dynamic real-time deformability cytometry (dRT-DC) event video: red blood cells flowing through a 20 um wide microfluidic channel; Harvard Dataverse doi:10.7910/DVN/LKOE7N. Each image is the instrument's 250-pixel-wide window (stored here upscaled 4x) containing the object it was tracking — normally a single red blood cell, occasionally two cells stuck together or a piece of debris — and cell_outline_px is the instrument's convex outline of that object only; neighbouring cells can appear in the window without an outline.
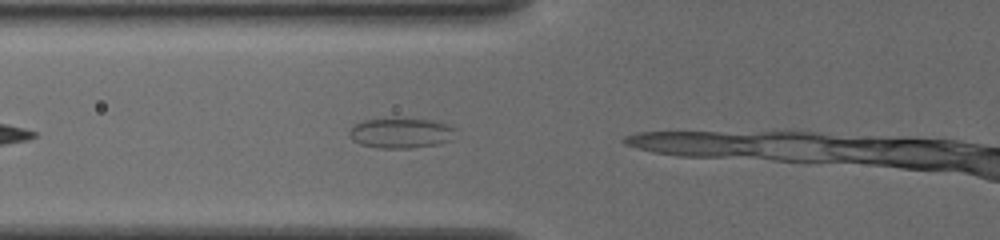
{"species": "common noctule bat (a hibernating species)", "species_latin": "Nyctalus noctula", "temperature_condition": "cold", "stored_images_in_passage": 6, "camera_frame_rate_fps": 3000, "um_per_image_px": 0.085, "animal": {"sex": "female", "body_mass_g": 19.5, "forearm_length_mm": 54.1}, "frame": {"image": 1, "passage_image": 3, "time_ms": 0.667, "image_size_px": [1000, 240], "cell_outline_px": [[452, 128], [448, 140], [440, 144], [408, 148], [380, 148], [360, 144], [352, 140], [348, 136], [348, 132], [356, 124], [364, 120], [392, 116], [432, 120], [444, 124]], "centroid_in_image_um": [33.95, 11.27], "position_along_channel_um": 91.8, "area_um2": 18.79}}